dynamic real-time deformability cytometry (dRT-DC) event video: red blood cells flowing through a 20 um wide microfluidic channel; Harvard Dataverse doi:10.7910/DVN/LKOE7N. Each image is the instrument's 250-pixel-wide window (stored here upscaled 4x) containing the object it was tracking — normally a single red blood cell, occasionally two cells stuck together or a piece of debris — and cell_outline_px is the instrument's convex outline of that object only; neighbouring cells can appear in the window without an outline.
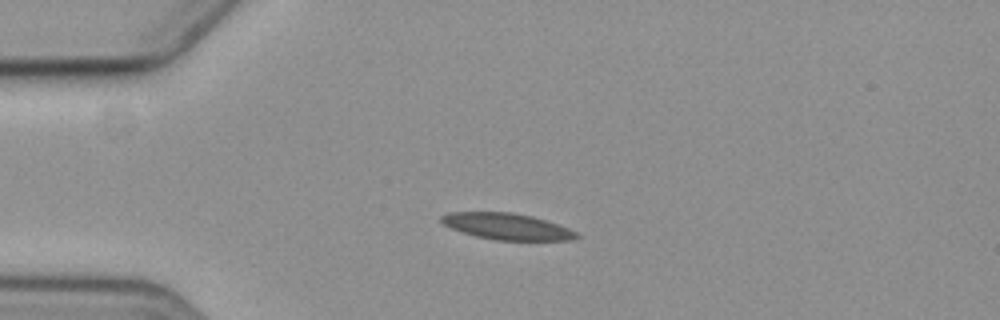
{"species": "common noctule bat (a hibernating species)", "species_latin": "Nyctalus noctula", "temperature_condition": "cold", "stored_images_in_passage": 7, "camera_frame_rate_fps": 3000, "um_per_image_px": 0.085, "animal": {"sex": "female", "body_mass_g": 19.3, "forearm_length_mm": 54.1}, "frame": {"image": 1, "passage_image": 5, "time_ms": 4.667, "image_size_px": [1000, 320], "cell_outline_px": [[580, 236], [572, 240], [496, 240], [476, 236], [452, 228], [444, 224], [440, 220], [440, 216], [448, 212], [512, 212], [532, 216], [568, 228], [576, 232]], "centroid_in_image_um": [43.08, 19.24], "position_along_channel_um": 41.9, "area_um2": 20.52}}
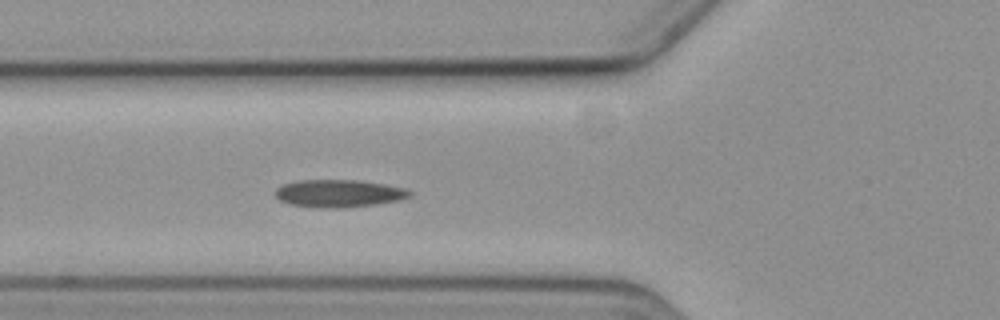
{"frame": {"image": 2, "passage_image": 7, "time_ms": 7.0, "image_size_px": [1000, 320], "cell_outline_px": [[412, 196], [400, 200], [376, 204], [344, 208], [320, 208], [288, 204], [280, 200], [272, 192], [276, 188], [284, 184], [296, 180], [356, 180], [384, 184], [408, 188], [412, 192]], "centroid_in_image_um": [28.8, 16.44], "position_along_channel_um": 97.0, "area_um2": 21.91}}